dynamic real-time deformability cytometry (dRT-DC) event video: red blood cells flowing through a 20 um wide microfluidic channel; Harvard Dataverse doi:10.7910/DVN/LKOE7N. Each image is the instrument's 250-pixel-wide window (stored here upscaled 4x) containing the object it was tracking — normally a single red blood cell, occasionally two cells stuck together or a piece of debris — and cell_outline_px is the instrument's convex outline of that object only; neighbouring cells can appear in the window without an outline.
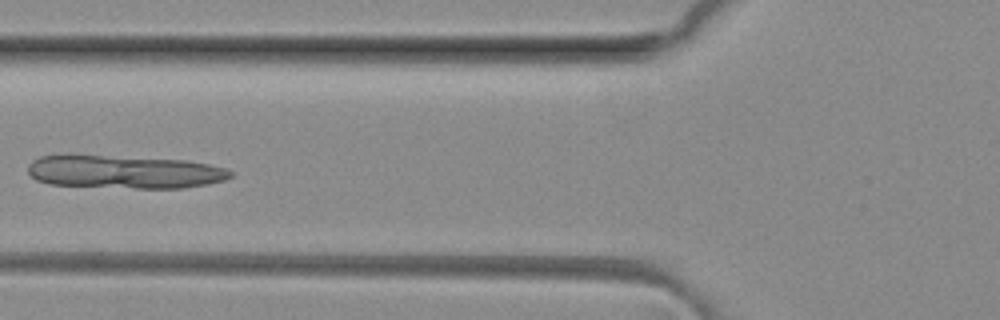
{"species": "common noctule bat (a hibernating species)", "species_latin": "Nyctalus noctula", "temperature_condition": "room temperature", "stored_images_in_passage": 5, "camera_frame_rate_fps": 3000, "um_per_image_px": 0.085, "animal": {"sex": "female", "body_mass_g": 29.2, "forearm_length_mm": 56.3}, "frame": {"image": 1, "passage_image": 5, "time_ms": 1.333, "image_size_px": [1000, 320], "cell_outline_px": [[232, 176], [224, 180], [208, 184], [184, 188], [136, 188], [48, 184], [36, 180], [28, 172], [28, 164], [32, 160], [40, 156], [68, 152], [188, 160], [208, 164], [224, 168], [232, 172]], "centroid_in_image_um": [10.48, 14.56], "position_along_channel_um": 115.3, "area_um2": 40.34}}